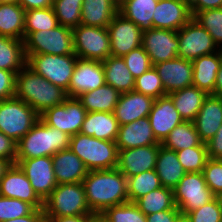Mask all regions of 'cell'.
<instances>
[{
    "label": "cell",
    "instance_id": "obj_1",
    "mask_svg": "<svg viewBox=\"0 0 222 222\" xmlns=\"http://www.w3.org/2000/svg\"><path fill=\"white\" fill-rule=\"evenodd\" d=\"M86 200L92 213L129 202L127 178L117 168L88 171L83 179Z\"/></svg>",
    "mask_w": 222,
    "mask_h": 222
},
{
    "label": "cell",
    "instance_id": "obj_2",
    "mask_svg": "<svg viewBox=\"0 0 222 222\" xmlns=\"http://www.w3.org/2000/svg\"><path fill=\"white\" fill-rule=\"evenodd\" d=\"M14 97L27 103L39 115L63 104L68 98L63 88L50 83L27 66L16 74Z\"/></svg>",
    "mask_w": 222,
    "mask_h": 222
},
{
    "label": "cell",
    "instance_id": "obj_3",
    "mask_svg": "<svg viewBox=\"0 0 222 222\" xmlns=\"http://www.w3.org/2000/svg\"><path fill=\"white\" fill-rule=\"evenodd\" d=\"M70 136L50 127L41 119L17 142L16 159H33L53 156L58 151L69 149Z\"/></svg>",
    "mask_w": 222,
    "mask_h": 222
},
{
    "label": "cell",
    "instance_id": "obj_4",
    "mask_svg": "<svg viewBox=\"0 0 222 222\" xmlns=\"http://www.w3.org/2000/svg\"><path fill=\"white\" fill-rule=\"evenodd\" d=\"M69 148L83 161L88 171L117 167L118 148L115 141L97 139L79 132L70 137Z\"/></svg>",
    "mask_w": 222,
    "mask_h": 222
},
{
    "label": "cell",
    "instance_id": "obj_5",
    "mask_svg": "<svg viewBox=\"0 0 222 222\" xmlns=\"http://www.w3.org/2000/svg\"><path fill=\"white\" fill-rule=\"evenodd\" d=\"M44 218L93 214L88 206L82 182L58 184L43 201Z\"/></svg>",
    "mask_w": 222,
    "mask_h": 222
},
{
    "label": "cell",
    "instance_id": "obj_6",
    "mask_svg": "<svg viewBox=\"0 0 222 222\" xmlns=\"http://www.w3.org/2000/svg\"><path fill=\"white\" fill-rule=\"evenodd\" d=\"M39 119L40 115L18 98L0 101V132L15 142L23 138Z\"/></svg>",
    "mask_w": 222,
    "mask_h": 222
},
{
    "label": "cell",
    "instance_id": "obj_7",
    "mask_svg": "<svg viewBox=\"0 0 222 222\" xmlns=\"http://www.w3.org/2000/svg\"><path fill=\"white\" fill-rule=\"evenodd\" d=\"M26 66L50 83L68 90L78 57L68 55H25Z\"/></svg>",
    "mask_w": 222,
    "mask_h": 222
},
{
    "label": "cell",
    "instance_id": "obj_8",
    "mask_svg": "<svg viewBox=\"0 0 222 222\" xmlns=\"http://www.w3.org/2000/svg\"><path fill=\"white\" fill-rule=\"evenodd\" d=\"M25 55H68L75 54L73 31L69 27L56 26L51 30L30 33L24 39Z\"/></svg>",
    "mask_w": 222,
    "mask_h": 222
},
{
    "label": "cell",
    "instance_id": "obj_9",
    "mask_svg": "<svg viewBox=\"0 0 222 222\" xmlns=\"http://www.w3.org/2000/svg\"><path fill=\"white\" fill-rule=\"evenodd\" d=\"M72 31L74 52L78 58L103 62L111 55L107 28L80 24Z\"/></svg>",
    "mask_w": 222,
    "mask_h": 222
},
{
    "label": "cell",
    "instance_id": "obj_10",
    "mask_svg": "<svg viewBox=\"0 0 222 222\" xmlns=\"http://www.w3.org/2000/svg\"><path fill=\"white\" fill-rule=\"evenodd\" d=\"M176 207L186 214L214 199L216 196L207 186L202 172H189L173 188Z\"/></svg>",
    "mask_w": 222,
    "mask_h": 222
},
{
    "label": "cell",
    "instance_id": "obj_11",
    "mask_svg": "<svg viewBox=\"0 0 222 222\" xmlns=\"http://www.w3.org/2000/svg\"><path fill=\"white\" fill-rule=\"evenodd\" d=\"M177 37L179 40L178 57L185 60L193 61L220 50L208 31L194 18L177 31Z\"/></svg>",
    "mask_w": 222,
    "mask_h": 222
},
{
    "label": "cell",
    "instance_id": "obj_12",
    "mask_svg": "<svg viewBox=\"0 0 222 222\" xmlns=\"http://www.w3.org/2000/svg\"><path fill=\"white\" fill-rule=\"evenodd\" d=\"M87 111L77 98L68 97L63 104L51 107L40 115L50 127L59 129L70 137L80 132Z\"/></svg>",
    "mask_w": 222,
    "mask_h": 222
},
{
    "label": "cell",
    "instance_id": "obj_13",
    "mask_svg": "<svg viewBox=\"0 0 222 222\" xmlns=\"http://www.w3.org/2000/svg\"><path fill=\"white\" fill-rule=\"evenodd\" d=\"M16 164L21 168L31 183L34 192L44 201L58 185L51 156L33 159H16Z\"/></svg>",
    "mask_w": 222,
    "mask_h": 222
},
{
    "label": "cell",
    "instance_id": "obj_14",
    "mask_svg": "<svg viewBox=\"0 0 222 222\" xmlns=\"http://www.w3.org/2000/svg\"><path fill=\"white\" fill-rule=\"evenodd\" d=\"M110 36L111 56L123 57L142 46V30L119 12L107 27Z\"/></svg>",
    "mask_w": 222,
    "mask_h": 222
},
{
    "label": "cell",
    "instance_id": "obj_15",
    "mask_svg": "<svg viewBox=\"0 0 222 222\" xmlns=\"http://www.w3.org/2000/svg\"><path fill=\"white\" fill-rule=\"evenodd\" d=\"M142 46L152 65L178 57L177 31L152 28L142 32Z\"/></svg>",
    "mask_w": 222,
    "mask_h": 222
},
{
    "label": "cell",
    "instance_id": "obj_16",
    "mask_svg": "<svg viewBox=\"0 0 222 222\" xmlns=\"http://www.w3.org/2000/svg\"><path fill=\"white\" fill-rule=\"evenodd\" d=\"M104 84L105 76L102 62L78 58L66 93L68 97L77 98L81 94L95 90Z\"/></svg>",
    "mask_w": 222,
    "mask_h": 222
},
{
    "label": "cell",
    "instance_id": "obj_17",
    "mask_svg": "<svg viewBox=\"0 0 222 222\" xmlns=\"http://www.w3.org/2000/svg\"><path fill=\"white\" fill-rule=\"evenodd\" d=\"M0 195L27 202L35 209H43V201L34 192L27 176L16 163L10 166L0 180Z\"/></svg>",
    "mask_w": 222,
    "mask_h": 222
},
{
    "label": "cell",
    "instance_id": "obj_18",
    "mask_svg": "<svg viewBox=\"0 0 222 222\" xmlns=\"http://www.w3.org/2000/svg\"><path fill=\"white\" fill-rule=\"evenodd\" d=\"M153 66L162 80L166 94L193 86L192 61L176 57Z\"/></svg>",
    "mask_w": 222,
    "mask_h": 222
},
{
    "label": "cell",
    "instance_id": "obj_19",
    "mask_svg": "<svg viewBox=\"0 0 222 222\" xmlns=\"http://www.w3.org/2000/svg\"><path fill=\"white\" fill-rule=\"evenodd\" d=\"M159 145H148L125 150H118L117 169L126 178L156 167Z\"/></svg>",
    "mask_w": 222,
    "mask_h": 222
},
{
    "label": "cell",
    "instance_id": "obj_20",
    "mask_svg": "<svg viewBox=\"0 0 222 222\" xmlns=\"http://www.w3.org/2000/svg\"><path fill=\"white\" fill-rule=\"evenodd\" d=\"M152 17L153 28L173 31L180 30L193 18L184 0H158Z\"/></svg>",
    "mask_w": 222,
    "mask_h": 222
},
{
    "label": "cell",
    "instance_id": "obj_21",
    "mask_svg": "<svg viewBox=\"0 0 222 222\" xmlns=\"http://www.w3.org/2000/svg\"><path fill=\"white\" fill-rule=\"evenodd\" d=\"M148 118L153 134L160 143L177 125L183 122L168 94L155 99Z\"/></svg>",
    "mask_w": 222,
    "mask_h": 222
},
{
    "label": "cell",
    "instance_id": "obj_22",
    "mask_svg": "<svg viewBox=\"0 0 222 222\" xmlns=\"http://www.w3.org/2000/svg\"><path fill=\"white\" fill-rule=\"evenodd\" d=\"M155 99L136 91L121 93L114 108V116L120 125L148 117Z\"/></svg>",
    "mask_w": 222,
    "mask_h": 222
},
{
    "label": "cell",
    "instance_id": "obj_23",
    "mask_svg": "<svg viewBox=\"0 0 222 222\" xmlns=\"http://www.w3.org/2000/svg\"><path fill=\"white\" fill-rule=\"evenodd\" d=\"M115 143L118 150L160 144L153 134L148 117L120 125Z\"/></svg>",
    "mask_w": 222,
    "mask_h": 222
},
{
    "label": "cell",
    "instance_id": "obj_24",
    "mask_svg": "<svg viewBox=\"0 0 222 222\" xmlns=\"http://www.w3.org/2000/svg\"><path fill=\"white\" fill-rule=\"evenodd\" d=\"M193 123L201 141L207 143L222 125V98L209 94Z\"/></svg>",
    "mask_w": 222,
    "mask_h": 222
},
{
    "label": "cell",
    "instance_id": "obj_25",
    "mask_svg": "<svg viewBox=\"0 0 222 222\" xmlns=\"http://www.w3.org/2000/svg\"><path fill=\"white\" fill-rule=\"evenodd\" d=\"M52 160L58 184L82 182L87 175L83 161L70 148L58 151Z\"/></svg>",
    "mask_w": 222,
    "mask_h": 222
},
{
    "label": "cell",
    "instance_id": "obj_26",
    "mask_svg": "<svg viewBox=\"0 0 222 222\" xmlns=\"http://www.w3.org/2000/svg\"><path fill=\"white\" fill-rule=\"evenodd\" d=\"M222 63V49L210 55H204L192 61L193 86L213 94L217 72Z\"/></svg>",
    "mask_w": 222,
    "mask_h": 222
},
{
    "label": "cell",
    "instance_id": "obj_27",
    "mask_svg": "<svg viewBox=\"0 0 222 222\" xmlns=\"http://www.w3.org/2000/svg\"><path fill=\"white\" fill-rule=\"evenodd\" d=\"M118 129L113 112H87L80 132L97 139L116 141Z\"/></svg>",
    "mask_w": 222,
    "mask_h": 222
},
{
    "label": "cell",
    "instance_id": "obj_28",
    "mask_svg": "<svg viewBox=\"0 0 222 222\" xmlns=\"http://www.w3.org/2000/svg\"><path fill=\"white\" fill-rule=\"evenodd\" d=\"M155 171L161 185L173 189L184 177L186 171L180 164L176 151L159 144Z\"/></svg>",
    "mask_w": 222,
    "mask_h": 222
},
{
    "label": "cell",
    "instance_id": "obj_29",
    "mask_svg": "<svg viewBox=\"0 0 222 222\" xmlns=\"http://www.w3.org/2000/svg\"><path fill=\"white\" fill-rule=\"evenodd\" d=\"M168 95L183 121L193 122L209 94L195 86H190Z\"/></svg>",
    "mask_w": 222,
    "mask_h": 222
},
{
    "label": "cell",
    "instance_id": "obj_30",
    "mask_svg": "<svg viewBox=\"0 0 222 222\" xmlns=\"http://www.w3.org/2000/svg\"><path fill=\"white\" fill-rule=\"evenodd\" d=\"M120 95L121 93L111 85L104 84L95 90L81 94L77 99L87 112L112 113Z\"/></svg>",
    "mask_w": 222,
    "mask_h": 222
},
{
    "label": "cell",
    "instance_id": "obj_31",
    "mask_svg": "<svg viewBox=\"0 0 222 222\" xmlns=\"http://www.w3.org/2000/svg\"><path fill=\"white\" fill-rule=\"evenodd\" d=\"M117 13L109 0H83L80 24L107 28Z\"/></svg>",
    "mask_w": 222,
    "mask_h": 222
},
{
    "label": "cell",
    "instance_id": "obj_32",
    "mask_svg": "<svg viewBox=\"0 0 222 222\" xmlns=\"http://www.w3.org/2000/svg\"><path fill=\"white\" fill-rule=\"evenodd\" d=\"M105 84L111 85L120 93L134 90L135 79L122 57L109 56L103 62Z\"/></svg>",
    "mask_w": 222,
    "mask_h": 222
},
{
    "label": "cell",
    "instance_id": "obj_33",
    "mask_svg": "<svg viewBox=\"0 0 222 222\" xmlns=\"http://www.w3.org/2000/svg\"><path fill=\"white\" fill-rule=\"evenodd\" d=\"M25 10L18 3H0V35L24 40Z\"/></svg>",
    "mask_w": 222,
    "mask_h": 222
},
{
    "label": "cell",
    "instance_id": "obj_34",
    "mask_svg": "<svg viewBox=\"0 0 222 222\" xmlns=\"http://www.w3.org/2000/svg\"><path fill=\"white\" fill-rule=\"evenodd\" d=\"M25 66L24 40L0 35V69L17 74Z\"/></svg>",
    "mask_w": 222,
    "mask_h": 222
},
{
    "label": "cell",
    "instance_id": "obj_35",
    "mask_svg": "<svg viewBox=\"0 0 222 222\" xmlns=\"http://www.w3.org/2000/svg\"><path fill=\"white\" fill-rule=\"evenodd\" d=\"M158 0H126L118 10L126 19L134 22L142 31L153 28V13Z\"/></svg>",
    "mask_w": 222,
    "mask_h": 222
},
{
    "label": "cell",
    "instance_id": "obj_36",
    "mask_svg": "<svg viewBox=\"0 0 222 222\" xmlns=\"http://www.w3.org/2000/svg\"><path fill=\"white\" fill-rule=\"evenodd\" d=\"M134 203L145 215L178 209L175 205L173 189L164 186L147 193Z\"/></svg>",
    "mask_w": 222,
    "mask_h": 222
},
{
    "label": "cell",
    "instance_id": "obj_37",
    "mask_svg": "<svg viewBox=\"0 0 222 222\" xmlns=\"http://www.w3.org/2000/svg\"><path fill=\"white\" fill-rule=\"evenodd\" d=\"M202 143L194 123L183 121L169 133L161 145L170 150L180 151L188 147L200 146Z\"/></svg>",
    "mask_w": 222,
    "mask_h": 222
},
{
    "label": "cell",
    "instance_id": "obj_38",
    "mask_svg": "<svg viewBox=\"0 0 222 222\" xmlns=\"http://www.w3.org/2000/svg\"><path fill=\"white\" fill-rule=\"evenodd\" d=\"M57 17L53 7L42 9H29L25 11L24 39L34 32L51 30L58 26Z\"/></svg>",
    "mask_w": 222,
    "mask_h": 222
},
{
    "label": "cell",
    "instance_id": "obj_39",
    "mask_svg": "<svg viewBox=\"0 0 222 222\" xmlns=\"http://www.w3.org/2000/svg\"><path fill=\"white\" fill-rule=\"evenodd\" d=\"M127 187L129 202H135L147 193L162 187V185L154 169L128 177Z\"/></svg>",
    "mask_w": 222,
    "mask_h": 222
},
{
    "label": "cell",
    "instance_id": "obj_40",
    "mask_svg": "<svg viewBox=\"0 0 222 222\" xmlns=\"http://www.w3.org/2000/svg\"><path fill=\"white\" fill-rule=\"evenodd\" d=\"M83 0H53V9L59 25L71 29L80 25Z\"/></svg>",
    "mask_w": 222,
    "mask_h": 222
},
{
    "label": "cell",
    "instance_id": "obj_41",
    "mask_svg": "<svg viewBox=\"0 0 222 222\" xmlns=\"http://www.w3.org/2000/svg\"><path fill=\"white\" fill-rule=\"evenodd\" d=\"M176 154L186 173L202 172L208 160L206 143L176 151Z\"/></svg>",
    "mask_w": 222,
    "mask_h": 222
},
{
    "label": "cell",
    "instance_id": "obj_42",
    "mask_svg": "<svg viewBox=\"0 0 222 222\" xmlns=\"http://www.w3.org/2000/svg\"><path fill=\"white\" fill-rule=\"evenodd\" d=\"M101 215L108 222H147L146 215L134 202L109 207Z\"/></svg>",
    "mask_w": 222,
    "mask_h": 222
},
{
    "label": "cell",
    "instance_id": "obj_43",
    "mask_svg": "<svg viewBox=\"0 0 222 222\" xmlns=\"http://www.w3.org/2000/svg\"><path fill=\"white\" fill-rule=\"evenodd\" d=\"M193 18L208 31L218 48L222 49V8L199 11Z\"/></svg>",
    "mask_w": 222,
    "mask_h": 222
},
{
    "label": "cell",
    "instance_id": "obj_44",
    "mask_svg": "<svg viewBox=\"0 0 222 222\" xmlns=\"http://www.w3.org/2000/svg\"><path fill=\"white\" fill-rule=\"evenodd\" d=\"M134 91L151 96L154 99L167 95L154 66L135 79Z\"/></svg>",
    "mask_w": 222,
    "mask_h": 222
},
{
    "label": "cell",
    "instance_id": "obj_45",
    "mask_svg": "<svg viewBox=\"0 0 222 222\" xmlns=\"http://www.w3.org/2000/svg\"><path fill=\"white\" fill-rule=\"evenodd\" d=\"M34 210L35 208L27 202L0 195V222L29 215Z\"/></svg>",
    "mask_w": 222,
    "mask_h": 222
},
{
    "label": "cell",
    "instance_id": "obj_46",
    "mask_svg": "<svg viewBox=\"0 0 222 222\" xmlns=\"http://www.w3.org/2000/svg\"><path fill=\"white\" fill-rule=\"evenodd\" d=\"M122 58L134 79L153 67L150 57L145 52L143 46L133 49Z\"/></svg>",
    "mask_w": 222,
    "mask_h": 222
},
{
    "label": "cell",
    "instance_id": "obj_47",
    "mask_svg": "<svg viewBox=\"0 0 222 222\" xmlns=\"http://www.w3.org/2000/svg\"><path fill=\"white\" fill-rule=\"evenodd\" d=\"M191 222H221L222 207L217 197L207 204L186 213Z\"/></svg>",
    "mask_w": 222,
    "mask_h": 222
},
{
    "label": "cell",
    "instance_id": "obj_48",
    "mask_svg": "<svg viewBox=\"0 0 222 222\" xmlns=\"http://www.w3.org/2000/svg\"><path fill=\"white\" fill-rule=\"evenodd\" d=\"M207 186L217 197L222 193V159L208 158L202 171Z\"/></svg>",
    "mask_w": 222,
    "mask_h": 222
},
{
    "label": "cell",
    "instance_id": "obj_49",
    "mask_svg": "<svg viewBox=\"0 0 222 222\" xmlns=\"http://www.w3.org/2000/svg\"><path fill=\"white\" fill-rule=\"evenodd\" d=\"M16 74L0 69V101L14 97Z\"/></svg>",
    "mask_w": 222,
    "mask_h": 222
},
{
    "label": "cell",
    "instance_id": "obj_50",
    "mask_svg": "<svg viewBox=\"0 0 222 222\" xmlns=\"http://www.w3.org/2000/svg\"><path fill=\"white\" fill-rule=\"evenodd\" d=\"M17 142L0 132V159L9 160L12 164L16 163Z\"/></svg>",
    "mask_w": 222,
    "mask_h": 222
},
{
    "label": "cell",
    "instance_id": "obj_51",
    "mask_svg": "<svg viewBox=\"0 0 222 222\" xmlns=\"http://www.w3.org/2000/svg\"><path fill=\"white\" fill-rule=\"evenodd\" d=\"M207 155L211 159H222V125L217 133L206 143Z\"/></svg>",
    "mask_w": 222,
    "mask_h": 222
},
{
    "label": "cell",
    "instance_id": "obj_52",
    "mask_svg": "<svg viewBox=\"0 0 222 222\" xmlns=\"http://www.w3.org/2000/svg\"><path fill=\"white\" fill-rule=\"evenodd\" d=\"M179 209L160 211L151 215H146L147 222H175L180 214Z\"/></svg>",
    "mask_w": 222,
    "mask_h": 222
},
{
    "label": "cell",
    "instance_id": "obj_53",
    "mask_svg": "<svg viewBox=\"0 0 222 222\" xmlns=\"http://www.w3.org/2000/svg\"><path fill=\"white\" fill-rule=\"evenodd\" d=\"M222 8V0H195L190 5L192 16L194 17L199 11Z\"/></svg>",
    "mask_w": 222,
    "mask_h": 222
},
{
    "label": "cell",
    "instance_id": "obj_54",
    "mask_svg": "<svg viewBox=\"0 0 222 222\" xmlns=\"http://www.w3.org/2000/svg\"><path fill=\"white\" fill-rule=\"evenodd\" d=\"M18 4L27 11L29 9L50 8L53 6V0H18Z\"/></svg>",
    "mask_w": 222,
    "mask_h": 222
},
{
    "label": "cell",
    "instance_id": "obj_55",
    "mask_svg": "<svg viewBox=\"0 0 222 222\" xmlns=\"http://www.w3.org/2000/svg\"><path fill=\"white\" fill-rule=\"evenodd\" d=\"M44 218L43 209H35L31 214L1 222H40Z\"/></svg>",
    "mask_w": 222,
    "mask_h": 222
},
{
    "label": "cell",
    "instance_id": "obj_56",
    "mask_svg": "<svg viewBox=\"0 0 222 222\" xmlns=\"http://www.w3.org/2000/svg\"><path fill=\"white\" fill-rule=\"evenodd\" d=\"M91 215H78V216H66V217H52L48 220L50 222H91L93 216Z\"/></svg>",
    "mask_w": 222,
    "mask_h": 222
},
{
    "label": "cell",
    "instance_id": "obj_57",
    "mask_svg": "<svg viewBox=\"0 0 222 222\" xmlns=\"http://www.w3.org/2000/svg\"><path fill=\"white\" fill-rule=\"evenodd\" d=\"M212 95L222 98V63L220 65L219 71L217 72L215 89Z\"/></svg>",
    "mask_w": 222,
    "mask_h": 222
},
{
    "label": "cell",
    "instance_id": "obj_58",
    "mask_svg": "<svg viewBox=\"0 0 222 222\" xmlns=\"http://www.w3.org/2000/svg\"><path fill=\"white\" fill-rule=\"evenodd\" d=\"M12 163L6 159H0V180L5 175L6 171L10 168Z\"/></svg>",
    "mask_w": 222,
    "mask_h": 222
},
{
    "label": "cell",
    "instance_id": "obj_59",
    "mask_svg": "<svg viewBox=\"0 0 222 222\" xmlns=\"http://www.w3.org/2000/svg\"><path fill=\"white\" fill-rule=\"evenodd\" d=\"M175 222H191L187 214L180 213Z\"/></svg>",
    "mask_w": 222,
    "mask_h": 222
},
{
    "label": "cell",
    "instance_id": "obj_60",
    "mask_svg": "<svg viewBox=\"0 0 222 222\" xmlns=\"http://www.w3.org/2000/svg\"><path fill=\"white\" fill-rule=\"evenodd\" d=\"M91 222H108L101 214H95Z\"/></svg>",
    "mask_w": 222,
    "mask_h": 222
},
{
    "label": "cell",
    "instance_id": "obj_61",
    "mask_svg": "<svg viewBox=\"0 0 222 222\" xmlns=\"http://www.w3.org/2000/svg\"><path fill=\"white\" fill-rule=\"evenodd\" d=\"M118 10L124 5L126 0H109Z\"/></svg>",
    "mask_w": 222,
    "mask_h": 222
},
{
    "label": "cell",
    "instance_id": "obj_62",
    "mask_svg": "<svg viewBox=\"0 0 222 222\" xmlns=\"http://www.w3.org/2000/svg\"><path fill=\"white\" fill-rule=\"evenodd\" d=\"M1 3H18V0H1Z\"/></svg>",
    "mask_w": 222,
    "mask_h": 222
},
{
    "label": "cell",
    "instance_id": "obj_63",
    "mask_svg": "<svg viewBox=\"0 0 222 222\" xmlns=\"http://www.w3.org/2000/svg\"><path fill=\"white\" fill-rule=\"evenodd\" d=\"M217 198H218V200H219V202H220V205H221V207H222V193L219 194V195L217 196Z\"/></svg>",
    "mask_w": 222,
    "mask_h": 222
},
{
    "label": "cell",
    "instance_id": "obj_64",
    "mask_svg": "<svg viewBox=\"0 0 222 222\" xmlns=\"http://www.w3.org/2000/svg\"><path fill=\"white\" fill-rule=\"evenodd\" d=\"M189 6L195 1V0H184Z\"/></svg>",
    "mask_w": 222,
    "mask_h": 222
},
{
    "label": "cell",
    "instance_id": "obj_65",
    "mask_svg": "<svg viewBox=\"0 0 222 222\" xmlns=\"http://www.w3.org/2000/svg\"><path fill=\"white\" fill-rule=\"evenodd\" d=\"M40 222H50L49 220L43 218Z\"/></svg>",
    "mask_w": 222,
    "mask_h": 222
}]
</instances>
